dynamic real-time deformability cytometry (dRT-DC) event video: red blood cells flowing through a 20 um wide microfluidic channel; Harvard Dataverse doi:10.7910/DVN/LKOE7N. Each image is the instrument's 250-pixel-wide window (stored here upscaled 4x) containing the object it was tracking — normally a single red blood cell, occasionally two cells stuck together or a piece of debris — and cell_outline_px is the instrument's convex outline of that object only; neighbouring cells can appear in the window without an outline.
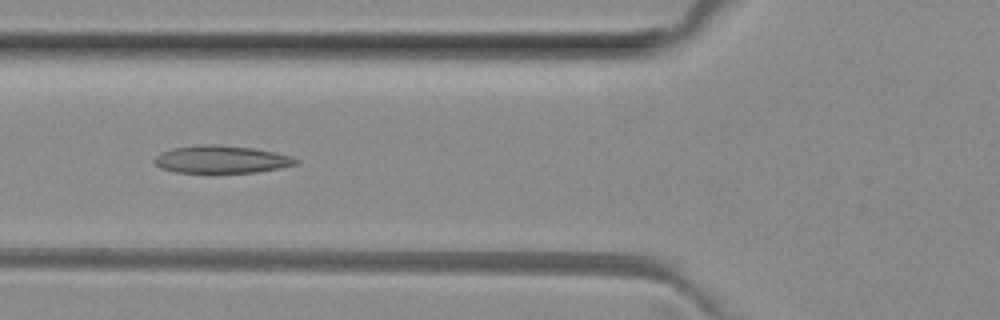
{"species": "common noctule bat (a hibernating species)", "species_latin": "Nyctalus noctula", "temperature_condition": "room temperature", "stored_images_in_passage": 34, "camera_frame_rate_fps": 3000, "um_per_image_px": 0.085, "animal": {"sex": "female", "body_mass_g": 29.2, "forearm_length_mm": 56.3}, "frame": {"image": 1, "passage_image": 5, "time_ms": 1.333, "image_size_px": [1000, 320], "cell_outline_px": [[300, 160], [296, 164], [280, 168], [256, 172], [176, 172], [160, 168], [152, 160], [156, 156], [172, 148], [252, 148], [276, 152], [292, 156]], "centroid_in_image_um": [18.89, 13.61], "position_along_channel_um": 106.9, "area_um2": 21.27}}
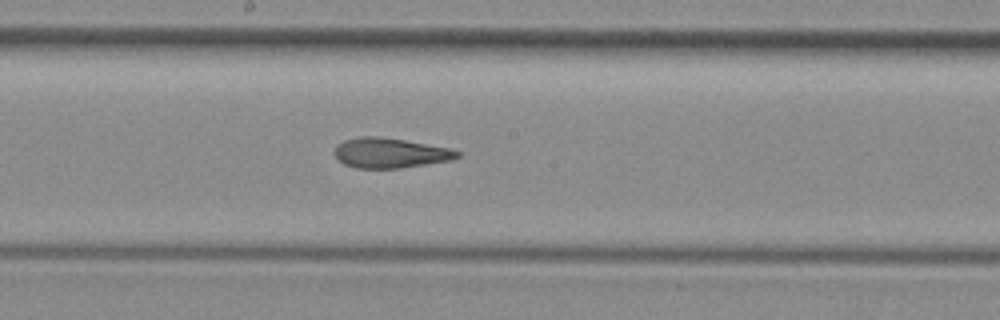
{"frame": {"image": 2, "passage_image": 13, "time_ms": 4.0, "image_size_px": [1000, 320], "cell_outline_px": [[460, 156], [452, 160], [400, 168], [356, 168], [344, 164], [336, 156], [336, 148], [344, 140], [360, 136], [380, 136], [404, 140], [448, 148], [460, 152]], "centroid_in_image_um": [33.18, 13.0], "position_along_channel_um": 215.0, "area_um2": 21.15}}
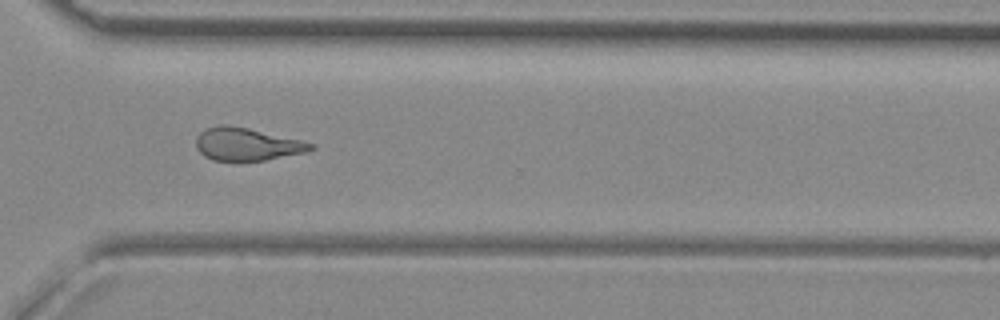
{"frame": {"image": 3, "passage_image": 23, "time_ms": 7.333, "image_size_px": [1000, 320], "cell_outline_px": [[316, 148], [304, 152], [264, 160], [212, 160], [204, 156], [196, 148], [196, 136], [200, 132], [208, 128], [220, 124], [228, 124], [248, 128], [300, 140], [316, 144]], "centroid_in_image_um": [20.96, 12.25], "position_along_channel_um": 349.6, "area_um2": 21.68}, "authors_computed_cell_mechanics": {"area_um2": 21.9929, "velocity_mm_per_s": 4.0431, "shape_relaxation_time_tau1_ms": null, "shape_relaxation_time_tau2_ms": 1.794, "deformation_change_tau1": null, "deformation_change_tau2": 0.1143}}